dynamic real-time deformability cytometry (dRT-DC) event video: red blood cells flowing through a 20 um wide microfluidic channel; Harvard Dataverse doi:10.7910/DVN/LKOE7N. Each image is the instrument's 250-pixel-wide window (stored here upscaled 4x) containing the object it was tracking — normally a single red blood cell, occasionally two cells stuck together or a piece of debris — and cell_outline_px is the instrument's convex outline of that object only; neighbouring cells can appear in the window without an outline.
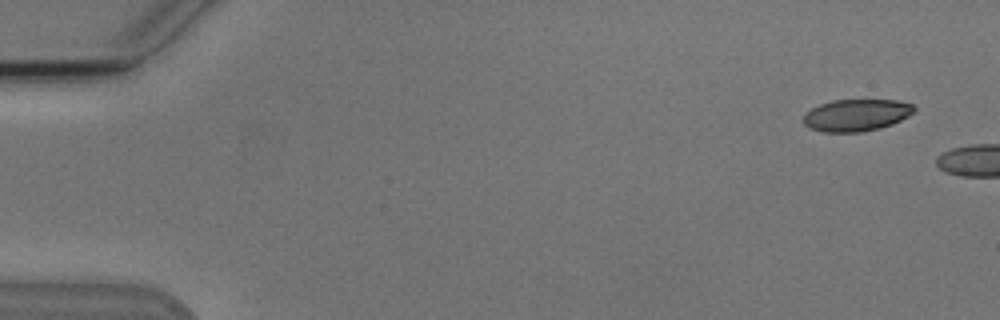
{"species": "Egyptian fruit bat (a non-hibernating species)", "species_latin": "Rousettus aegyptiacus", "temperature_condition": "cold", "stored_images_in_passage": 3, "camera_frame_rate_fps": 3000, "um_per_image_px": 0.085, "animal": {"sex": "male"}, "frame": {"image": 1, "passage_image": 1, "time_ms": 0.0, "image_size_px": [1000, 320], "cell_outline_px": [[916, 112], [892, 124], [880, 128], [860, 132], [824, 132], [808, 128], [804, 124], [804, 112], [820, 104], [832, 100], [896, 100], [912, 104], [916, 108]], "centroid_in_image_um": [72.79, 9.78], "position_along_channel_um": 12.2, "area_um2": 20.75}}